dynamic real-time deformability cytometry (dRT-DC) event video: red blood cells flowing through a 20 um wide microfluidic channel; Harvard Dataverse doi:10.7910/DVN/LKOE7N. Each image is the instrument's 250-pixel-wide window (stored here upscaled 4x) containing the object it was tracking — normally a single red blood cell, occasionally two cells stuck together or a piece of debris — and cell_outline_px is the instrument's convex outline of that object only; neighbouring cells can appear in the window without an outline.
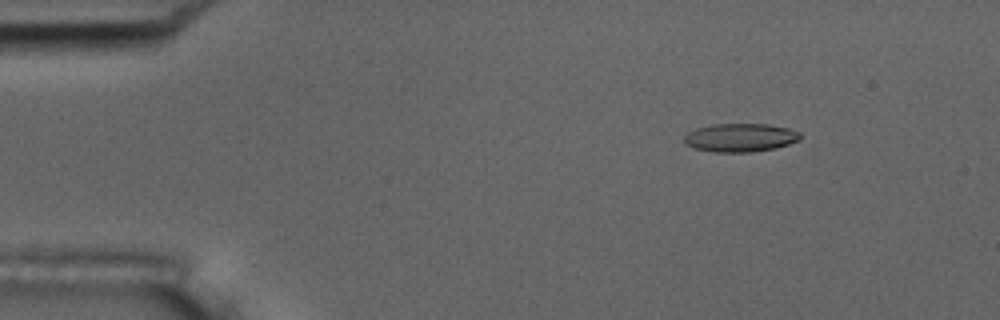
{"species": "common noctule bat (a hibernating species)", "species_latin": "Nyctalus noctula", "temperature_condition": "room temperature", "stored_images_in_passage": 4, "camera_frame_rate_fps": 3000, "um_per_image_px": 0.085, "animal": {"sex": "male", "body_mass_g": 17.5, "forearm_length_mm": 52.3}, "frame": {"image": 1, "passage_image": 2, "time_ms": 0.333, "image_size_px": [1000, 320], "cell_outline_px": [[800, 140], [776, 148], [752, 152], [712, 152], [696, 148], [684, 144], [684, 136], [688, 132], [696, 128], [712, 124], [768, 124], [788, 128], [800, 132]], "centroid_in_image_um": [62.92, 11.7], "position_along_channel_um": 22.1, "area_um2": 19.31}}
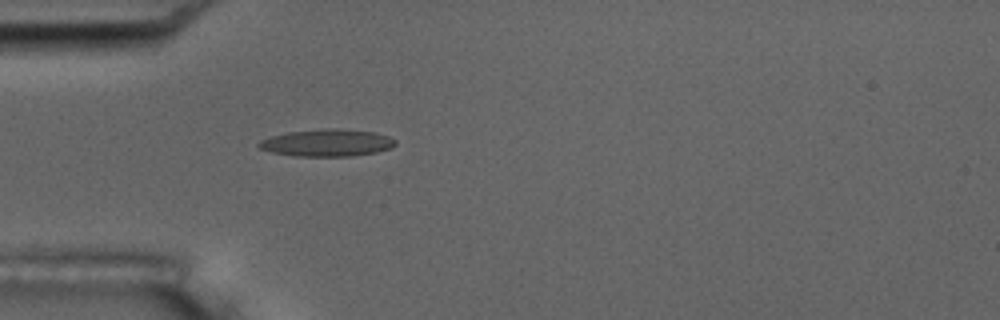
{"frame": {"image": 2, "passage_image": 4, "time_ms": 1.0, "image_size_px": [1000, 320], "cell_outline_px": [[396, 144], [392, 148], [376, 152], [352, 156], [296, 156], [272, 152], [260, 148], [256, 144], [260, 140], [272, 136], [288, 132], [324, 128], [336, 128], [376, 132], [388, 136], [396, 140]], "centroid_in_image_um": [27.82, 12.13], "position_along_channel_um": 57.2, "area_um2": 21.68}}